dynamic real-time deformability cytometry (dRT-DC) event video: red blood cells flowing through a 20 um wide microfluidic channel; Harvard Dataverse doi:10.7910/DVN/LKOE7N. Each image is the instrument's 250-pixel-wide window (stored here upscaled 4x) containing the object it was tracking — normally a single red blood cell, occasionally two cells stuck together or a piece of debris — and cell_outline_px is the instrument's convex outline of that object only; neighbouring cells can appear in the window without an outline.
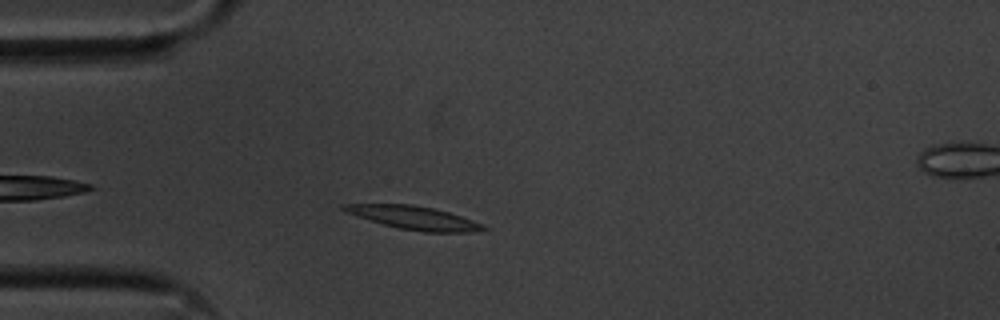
{"species": "common noctule bat (a hibernating species)", "species_latin": "Nyctalus noctula", "temperature_condition": "cold", "stored_images_in_passage": 34, "camera_frame_rate_fps": 3000, "um_per_image_px": 0.085, "animal": {"sex": "male", "body_mass_g": 20.1, "forearm_length_mm": 53.5}, "frame": {"image": 1, "passage_image": 5, "time_ms": 1.333, "image_size_px": [1000, 320], "cell_outline_px": [[488, 228], [472, 232], [424, 232], [400, 228], [368, 220], [344, 212], [340, 208], [340, 204], [412, 204], [432, 208], [448, 212], [484, 224]], "centroid_in_image_um": [35.14, 18.5], "position_along_channel_um": 49.9, "area_um2": 18.84}}
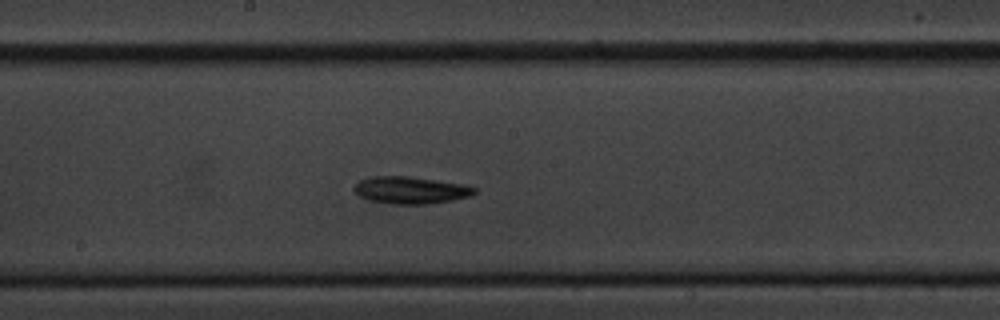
{"frame": {"image": 2, "passage_image": 20, "time_ms": 6.333, "image_size_px": [1000, 320], "cell_outline_px": [[476, 192], [472, 196], [452, 200], [424, 204], [392, 204], [368, 200], [360, 196], [352, 188], [360, 180], [372, 176], [408, 176], [464, 184], [476, 188]], "centroid_in_image_um": [34.9, 16.16], "position_along_channel_um": 213.3, "area_um2": 19.02}}
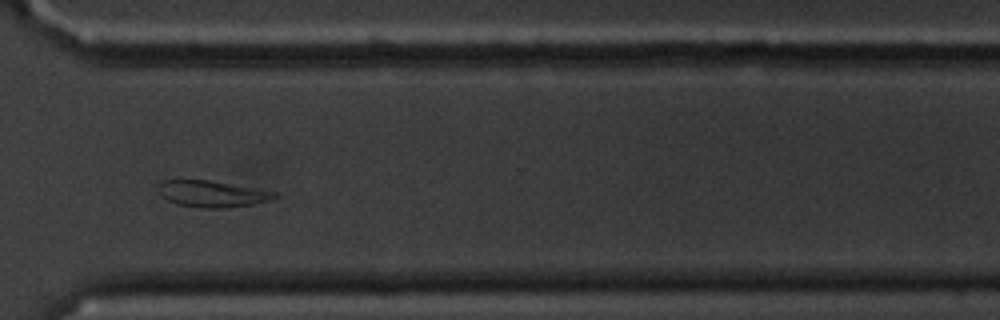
{"frame": {"image": 3, "passage_image": 32, "time_ms": 10.333, "image_size_px": [1000, 320], "cell_outline_px": [[276, 196], [268, 200], [252, 204], [224, 208], [208, 208], [176, 204], [168, 200], [160, 192], [160, 180], [208, 180], [276, 192]], "centroid_in_image_um": [18.01, 16.47], "position_along_channel_um": 352.6, "area_um2": 17.34}, "authors_computed_cell_mechanics": {"area_um2": 18.0625, "velocity_mm_per_s": 3.4835, "shape_relaxation_time_tau1_ms": 3.0069, "shape_relaxation_time_tau2_ms": 4.2538, "deformation_change_tau1": 0.0851, "deformation_change_tau2": 0.097}}